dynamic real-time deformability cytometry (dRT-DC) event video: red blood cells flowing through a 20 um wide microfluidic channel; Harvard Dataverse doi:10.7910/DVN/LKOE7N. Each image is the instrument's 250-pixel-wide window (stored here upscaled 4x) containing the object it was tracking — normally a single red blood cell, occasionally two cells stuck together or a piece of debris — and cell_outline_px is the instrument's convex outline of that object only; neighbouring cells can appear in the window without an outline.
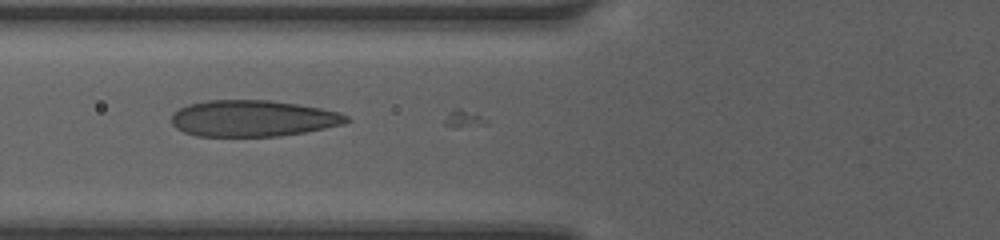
{"species": "human", "species_latin": "Homo sapiens", "temperature_condition": "room temperature", "stored_images_in_passage": 8, "camera_frame_rate_fps": 3000, "um_per_image_px": 0.085, "donor": {"sex": "female"}, "frame": {"image": 1, "passage_image": 2, "time_ms": 0.333, "image_size_px": [1000, 240], "cell_outline_px": [[352, 120], [344, 124], [304, 132], [280, 136], [196, 136], [184, 132], [176, 128], [172, 124], [172, 112], [188, 104], [208, 100], [268, 100], [296, 104], [320, 108], [340, 112], [348, 116]], "centroid_in_image_um": [21.49, 10.06], "position_along_channel_um": 104.3, "area_um2": 37.11}}
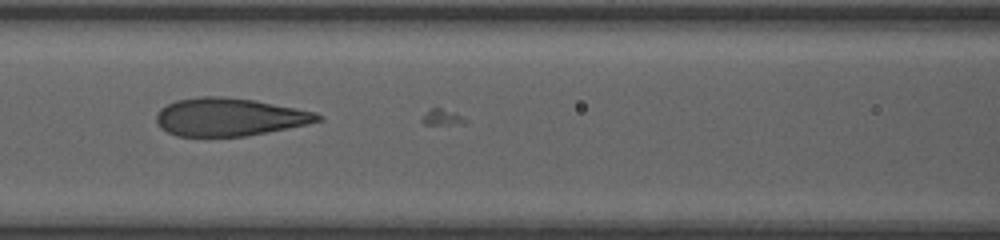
{"frame": {"image": 2, "passage_image": 5, "time_ms": 1.333, "image_size_px": [1000, 240], "cell_outline_px": [[324, 120], [244, 136], [176, 136], [160, 128], [156, 120], [156, 116], [160, 108], [176, 100], [200, 96], [224, 96], [256, 100], [316, 112], [324, 116]], "centroid_in_image_um": [19.47, 9.93], "position_along_channel_um": 147.1, "area_um2": 35.55}}